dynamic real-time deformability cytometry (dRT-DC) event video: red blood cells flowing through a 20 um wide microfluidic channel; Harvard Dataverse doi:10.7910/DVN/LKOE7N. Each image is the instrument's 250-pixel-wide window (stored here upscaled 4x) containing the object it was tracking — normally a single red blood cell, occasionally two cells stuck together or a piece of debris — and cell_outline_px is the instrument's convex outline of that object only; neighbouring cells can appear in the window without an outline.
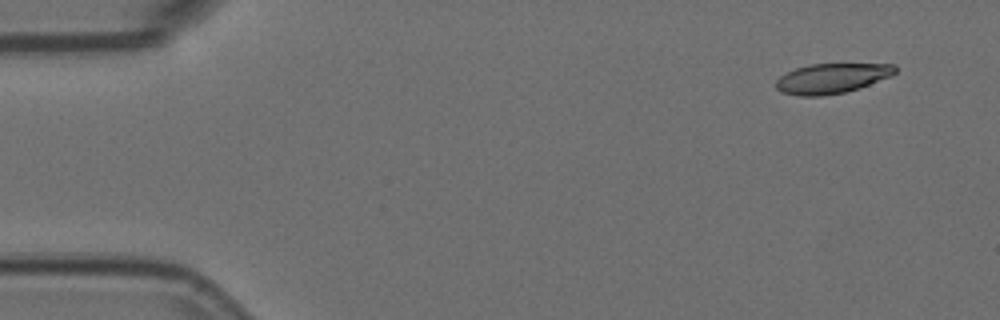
{"species": "Egyptian fruit bat (a non-hibernating species)", "species_latin": "Rousettus aegyptiacus", "temperature_condition": "room temperature", "stored_images_in_passage": 7, "camera_frame_rate_fps": 3000, "um_per_image_px": 0.085, "animal": {"sex": "female"}, "frame": {"image": 1, "passage_image": 1, "time_ms": 0.0, "image_size_px": [1000, 320], "cell_outline_px": [[896, 72], [892, 76], [860, 88], [844, 92], [820, 96], [800, 96], [780, 92], [776, 88], [776, 80], [780, 76], [796, 68], [808, 64], [896, 64]], "centroid_in_image_um": [70.71, 6.66], "position_along_channel_um": 14.3, "area_um2": 20.87}}
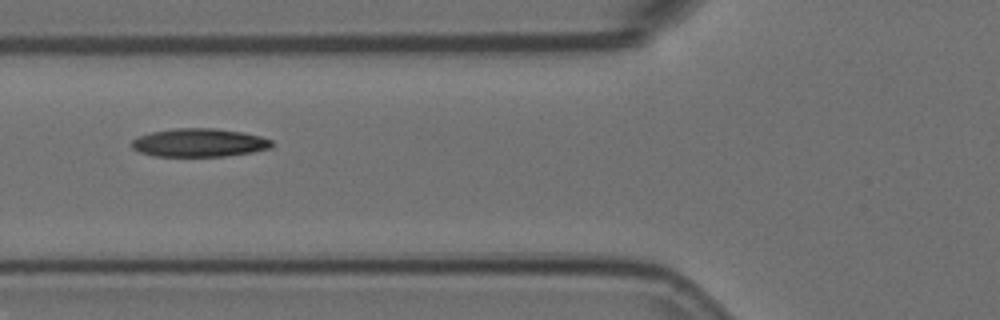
{"frame": {"image": 2, "passage_image": 6, "time_ms": 1.667, "image_size_px": [1000, 320], "cell_outline_px": [[272, 148], [252, 152], [224, 156], [152, 156], [140, 152], [132, 148], [132, 140], [140, 136], [152, 132], [176, 128], [212, 128], [240, 132], [260, 136], [272, 140]], "centroid_in_image_um": [16.93, 12.13], "position_along_channel_um": 108.9, "area_um2": 22.95}}
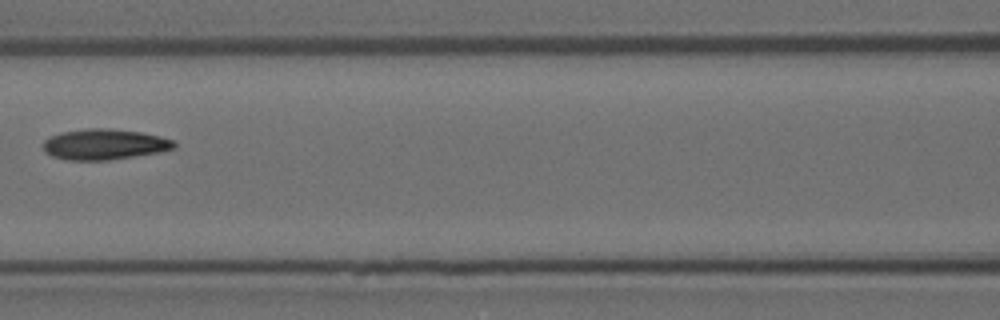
{"frame": {"image": 3, "passage_image": 7, "time_ms": 2.0, "image_size_px": [1000, 320], "cell_outline_px": [[176, 148], [160, 152], [108, 160], [68, 160], [52, 156], [44, 148], [44, 140], [60, 132], [84, 128], [108, 128], [140, 132], [160, 136], [172, 140], [176, 144]], "centroid_in_image_um": [8.89, 12.26], "position_along_channel_um": 157.7, "area_um2": 23.29}}